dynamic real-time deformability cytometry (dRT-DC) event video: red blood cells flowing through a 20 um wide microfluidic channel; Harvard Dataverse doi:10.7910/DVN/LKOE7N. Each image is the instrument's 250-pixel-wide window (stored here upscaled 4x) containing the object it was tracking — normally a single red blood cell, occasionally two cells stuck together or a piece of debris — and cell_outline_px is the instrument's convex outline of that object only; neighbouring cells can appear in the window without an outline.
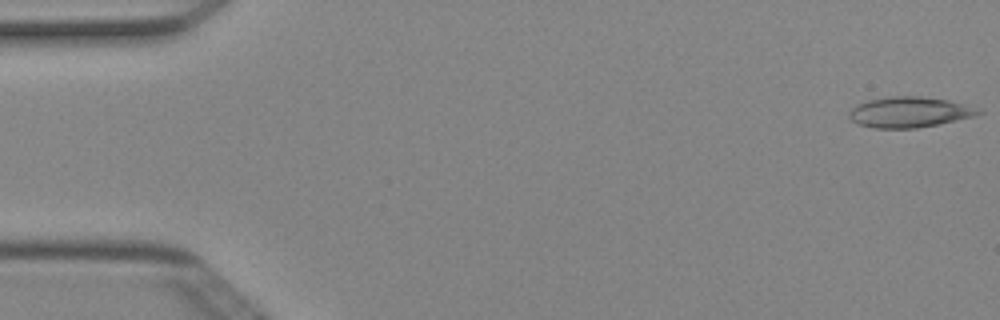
{"species": "Egyptian fruit bat (a non-hibernating species)", "species_latin": "Rousettus aegyptiacus", "temperature_condition": "cold", "stored_images_in_passage": 6, "camera_frame_rate_fps": 3000, "um_per_image_px": 0.085, "animal": {"sex": "female"}, "frame": {"image": 1, "passage_image": 1, "time_ms": 0.0, "image_size_px": [1000, 320], "cell_outline_px": [[984, 112], [972, 116], [940, 124], [916, 128], [872, 128], [856, 124], [848, 116], [848, 112], [852, 108], [868, 100], [888, 96], [920, 96], [948, 100]], "centroid_in_image_um": [77.21, 9.54], "position_along_channel_um": 7.8, "area_um2": 22.72}}
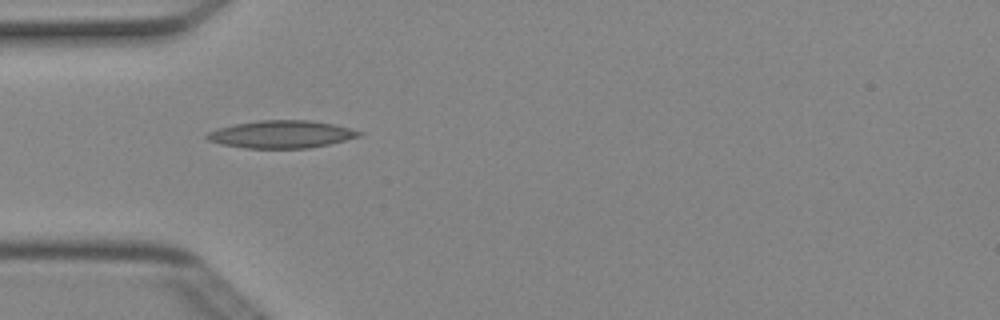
{"frame": {"image": 2, "passage_image": 5, "time_ms": 1.333, "image_size_px": [1000, 320], "cell_outline_px": [[364, 136], [328, 144], [308, 148], [244, 148], [220, 144], [208, 140], [204, 136], [208, 132], [216, 128], [236, 124], [260, 120], [308, 120], [332, 124], [364, 132]], "centroid_in_image_um": [23.91, 11.42], "position_along_channel_um": 61.1, "area_um2": 24.45}}
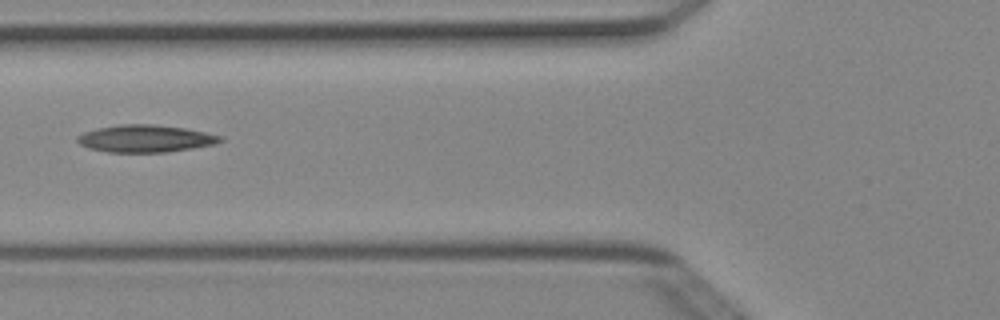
{"frame": {"image": 3, "passage_image": 6, "time_ms": 1.667, "image_size_px": [1000, 320], "cell_outline_px": [[224, 140], [216, 144], [168, 152], [108, 152], [88, 148], [80, 144], [76, 140], [76, 136], [84, 132], [96, 128], [120, 124], [156, 124], [184, 128], [224, 136]], "centroid_in_image_um": [12.36, 11.77], "position_along_channel_um": 113.4, "area_um2": 22.89}}